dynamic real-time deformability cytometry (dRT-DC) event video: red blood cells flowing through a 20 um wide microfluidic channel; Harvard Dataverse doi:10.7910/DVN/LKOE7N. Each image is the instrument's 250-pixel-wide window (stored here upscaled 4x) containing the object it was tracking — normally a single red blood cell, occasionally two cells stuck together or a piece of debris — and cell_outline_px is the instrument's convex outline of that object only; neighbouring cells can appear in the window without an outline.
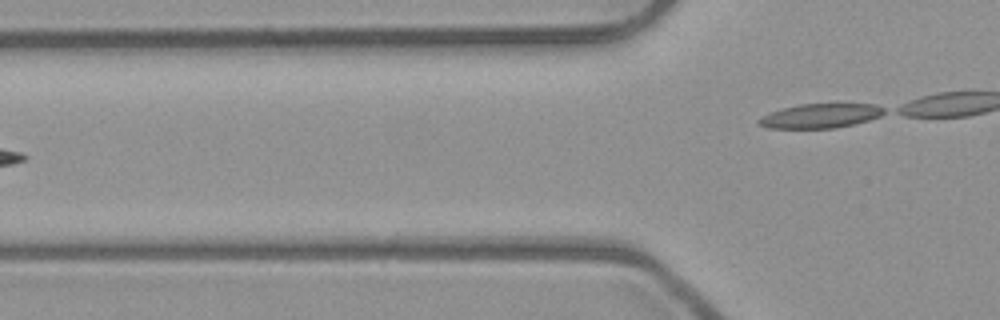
{"species": "common noctule bat (a hibernating species)", "species_latin": "Nyctalus noctula", "temperature_condition": "room temperature", "stored_images_in_passage": 5, "camera_frame_rate_fps": 3000, "um_per_image_px": 0.085, "animal": {"sex": "male", "body_mass_g": 23.1, "forearm_length_mm": 52.7}, "frame": {"image": 1, "passage_image": 5, "time_ms": 1.333, "image_size_px": [1000, 320], "cell_outline_px": [[888, 112], [880, 116], [868, 120], [836, 128], [768, 128], [756, 124], [756, 120], [760, 116], [768, 112], [780, 108], [800, 104], [836, 100], [840, 100], [876, 104], [884, 108]], "centroid_in_image_um": [69.77, 9.77], "position_along_channel_um": 56.0, "area_um2": 19.19}}